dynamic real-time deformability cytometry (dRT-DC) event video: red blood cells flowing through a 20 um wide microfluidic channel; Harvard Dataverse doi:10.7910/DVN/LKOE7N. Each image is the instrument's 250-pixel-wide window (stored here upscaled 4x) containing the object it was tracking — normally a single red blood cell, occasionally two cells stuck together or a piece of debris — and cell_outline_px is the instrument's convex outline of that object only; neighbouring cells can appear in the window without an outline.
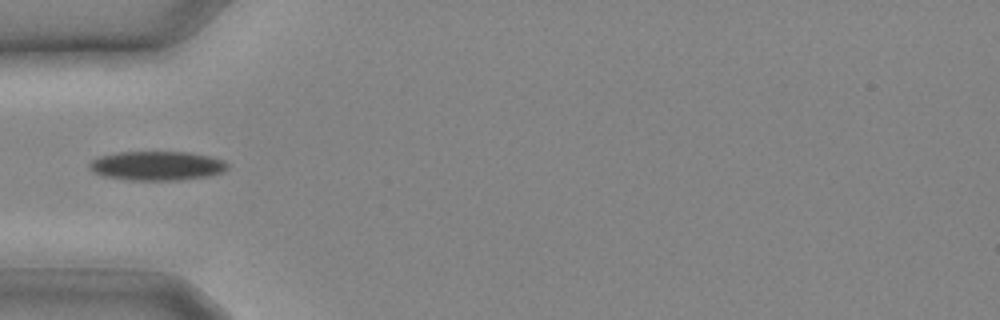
{"species": "common noctule bat (a hibernating species)", "species_latin": "Nyctalus noctula", "temperature_condition": "cold", "stored_images_in_passage": 2, "camera_frame_rate_fps": 3000, "um_per_image_px": 0.085, "animal": {"sex": "male", "body_mass_g": 20.4}, "frame": {"image": 1, "passage_image": 1, "time_ms": 0.0, "image_size_px": [1000, 320], "cell_outline_px": [[228, 168], [224, 172], [208, 176], [180, 180], [128, 180], [104, 176], [92, 172], [88, 168], [88, 164], [92, 160], [100, 156], [116, 152], [188, 152], [208, 156], [224, 160], [228, 164]], "centroid_in_image_um": [13.32, 14.09], "position_along_channel_um": 71.7, "area_um2": 23.64}}